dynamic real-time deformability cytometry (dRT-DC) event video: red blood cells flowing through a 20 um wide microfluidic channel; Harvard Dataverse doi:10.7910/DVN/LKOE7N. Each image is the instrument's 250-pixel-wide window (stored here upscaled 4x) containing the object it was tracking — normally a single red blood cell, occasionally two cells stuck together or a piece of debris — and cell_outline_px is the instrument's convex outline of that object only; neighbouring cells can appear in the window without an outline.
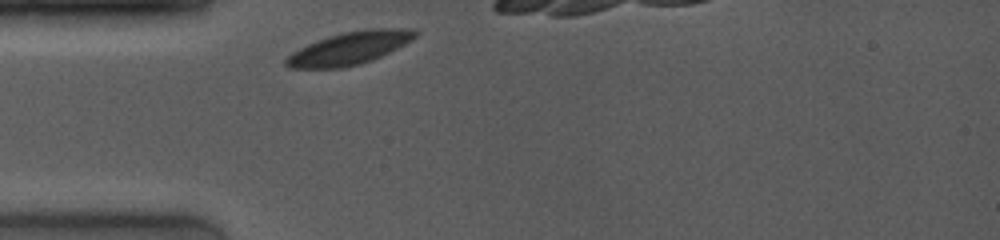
{"species": "common noctule bat (a hibernating species)", "species_latin": "Nyctalus noctula", "temperature_condition": "room temperature", "stored_images_in_passage": 1, "camera_frame_rate_fps": 4000, "um_per_image_px": 0.085, "animal": {"sex": "female", "body_mass_g": 19.0, "forearm_length_mm": 53.3}, "frame": {"image": 1, "passage_image": 1, "time_ms": 0.0, "image_size_px": [1000, 240], "cell_outline_px": [[420, 32], [416, 36], [404, 44], [372, 60], [360, 64], [340, 68], [288, 68], [284, 64], [284, 60], [292, 52], [316, 40], [328, 36], [344, 32], [364, 28], [412, 28]], "centroid_in_image_um": [29.7, 4.08], "position_along_channel_um": 55.3, "area_um2": 24.62}}